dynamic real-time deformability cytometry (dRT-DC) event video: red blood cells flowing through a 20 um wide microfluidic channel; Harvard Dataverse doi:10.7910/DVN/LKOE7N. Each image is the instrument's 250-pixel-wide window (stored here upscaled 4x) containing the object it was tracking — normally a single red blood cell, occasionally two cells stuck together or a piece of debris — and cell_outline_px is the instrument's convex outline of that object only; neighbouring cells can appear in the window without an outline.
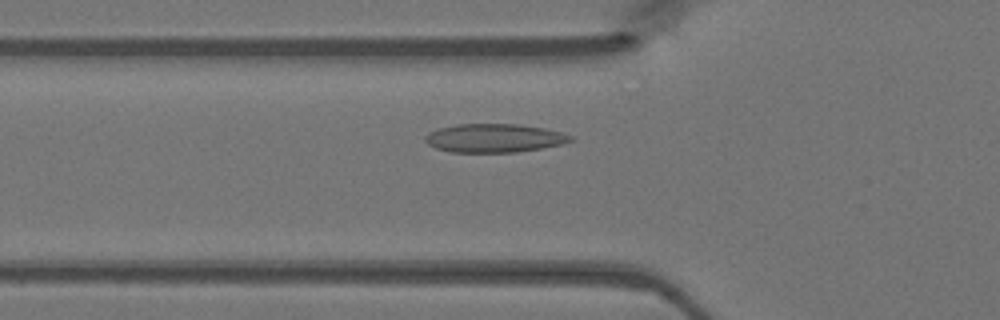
{"species": "Egyptian fruit bat (a non-hibernating species)", "species_latin": "Rousettus aegyptiacus", "temperature_condition": "warm", "stored_images_in_passage": 43, "camera_frame_rate_fps": 3000, "um_per_image_px": 0.085, "animal": {"sex": "female"}, "frame": {"image": 1, "passage_image": 12, "time_ms": 3.667, "image_size_px": [1000, 320], "cell_outline_px": [[572, 140], [564, 144], [516, 152], [452, 152], [436, 148], [428, 144], [424, 140], [424, 136], [428, 132], [440, 128], [456, 124], [520, 124], [544, 128], [560, 132], [572, 136]], "centroid_in_image_um": [41.99, 11.73], "position_along_channel_um": 83.8, "area_um2": 24.16}}
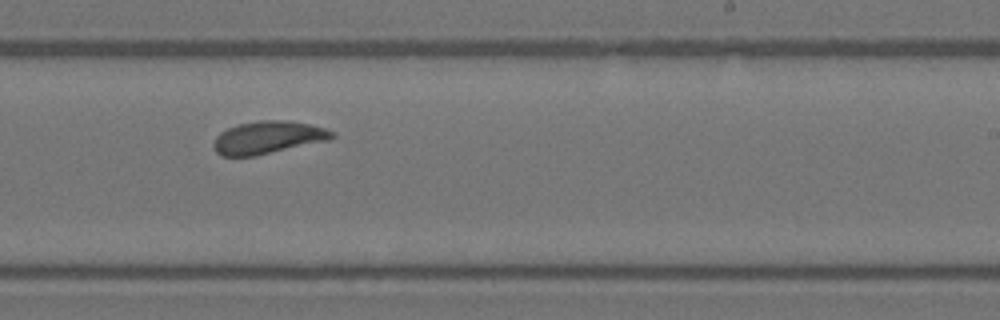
{"frame": {"image": 2, "passage_image": 25, "time_ms": 8.0, "image_size_px": [1000, 320], "cell_outline_px": [[336, 136], [328, 140], [256, 156], [220, 156], [216, 152], [212, 144], [216, 136], [220, 132], [236, 124], [260, 120], [288, 120], [308, 124], [324, 128], [332, 132]], "centroid_in_image_um": [22.73, 11.69], "position_along_channel_um": 266.3, "area_um2": 22.54}}
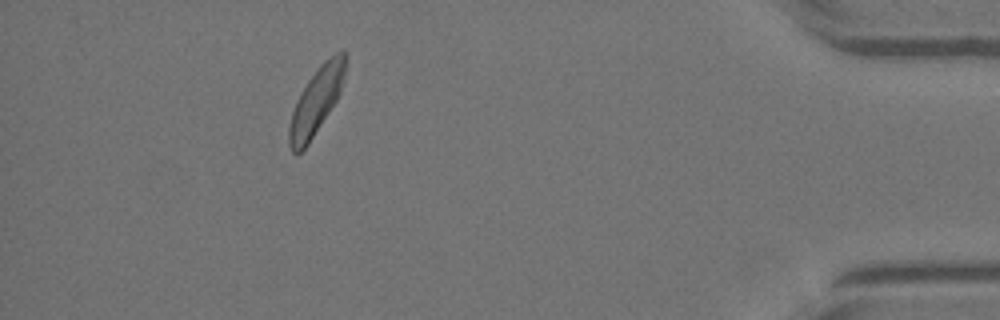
{"frame": {"image": 3, "passage_image": 39, "time_ms": 12.667, "image_size_px": [1000, 320], "cell_outline_px": [[344, 76], [340, 92], [336, 100], [308, 144], [296, 156], [292, 152], [288, 144], [288, 128], [292, 112], [296, 100], [300, 92], [308, 80], [320, 64], [324, 60], [336, 52], [344, 48]], "centroid_in_image_um": [26.84, 8.61], "position_along_channel_um": 408.4, "area_um2": 21.56}}